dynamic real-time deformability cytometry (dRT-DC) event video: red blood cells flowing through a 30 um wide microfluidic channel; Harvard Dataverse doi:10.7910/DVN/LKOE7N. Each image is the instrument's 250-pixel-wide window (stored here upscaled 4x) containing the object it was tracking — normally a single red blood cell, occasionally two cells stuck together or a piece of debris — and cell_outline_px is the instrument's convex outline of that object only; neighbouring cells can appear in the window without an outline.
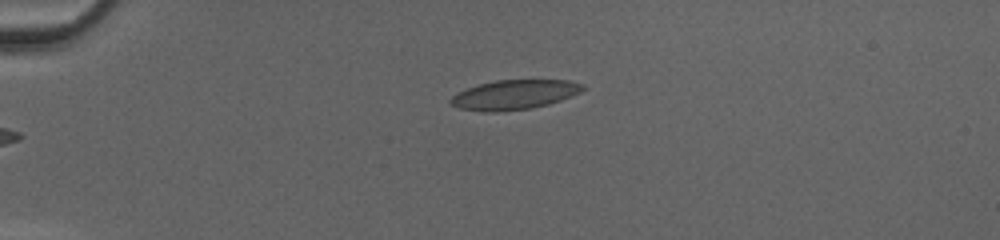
{"species": "common noctule bat (a hibernating species)", "species_latin": "Nyctalus noctula", "temperature_condition": "cold", "stored_images_in_passage": 39, "camera_frame_rate_fps": 3000, "um_per_image_px": 0.085, "animal": {"sex": "female", "body_mass_g": 20.0, "forearm_length_mm": 54.0}, "frame": {"image": 1, "passage_image": 1, "time_ms": 0.0, "image_size_px": [1000, 240], "cell_outline_px": [[584, 88], [580, 92], [572, 96], [548, 104], [532, 108], [496, 112], [484, 112], [460, 108], [448, 104], [448, 100], [456, 92], [480, 84], [496, 80], [568, 80], [584, 84]], "centroid_in_image_um": [43.68, 8.05], "position_along_channel_um": 41.3, "area_um2": 22.83}}
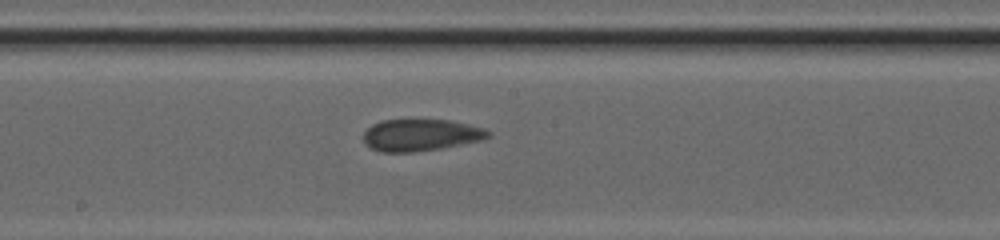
{"frame": {"image": 2, "passage_image": 17, "time_ms": 5.333, "image_size_px": [1000, 240], "cell_outline_px": [[492, 136], [484, 140], [440, 148], [416, 152], [380, 152], [364, 144], [364, 132], [372, 124], [380, 120], [448, 120], [468, 124], [484, 128], [492, 132]], "centroid_in_image_um": [35.79, 11.48], "position_along_channel_um": 212.4, "area_um2": 23.29}}
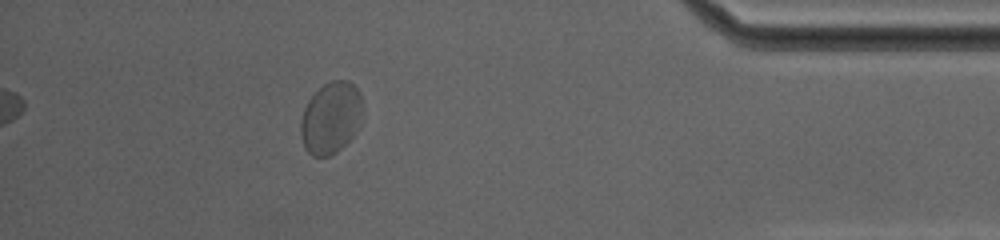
{"frame": {"image": 3, "passage_image": 34, "time_ms": 11.0, "image_size_px": [1000, 240], "cell_outline_px": [[364, 108], [356, 132], [336, 152], [328, 156], [312, 156], [304, 148], [300, 132], [300, 124], [304, 108], [308, 100], [324, 84], [332, 80], [348, 80], [360, 92], [364, 104]], "centroid_in_image_um": [28.13, 10.0], "position_along_channel_um": 407.1, "area_um2": 25.95}, "authors_computed_cell_mechanics": {"area_um2": 23.2934, "velocity_mm_per_s": 4.0981, "shape_relaxation_time_tau1_ms": 4.0568, "shape_relaxation_time_tau2_ms": null, "deformation_change_tau1": 0.046, "deformation_change_tau2": null}}